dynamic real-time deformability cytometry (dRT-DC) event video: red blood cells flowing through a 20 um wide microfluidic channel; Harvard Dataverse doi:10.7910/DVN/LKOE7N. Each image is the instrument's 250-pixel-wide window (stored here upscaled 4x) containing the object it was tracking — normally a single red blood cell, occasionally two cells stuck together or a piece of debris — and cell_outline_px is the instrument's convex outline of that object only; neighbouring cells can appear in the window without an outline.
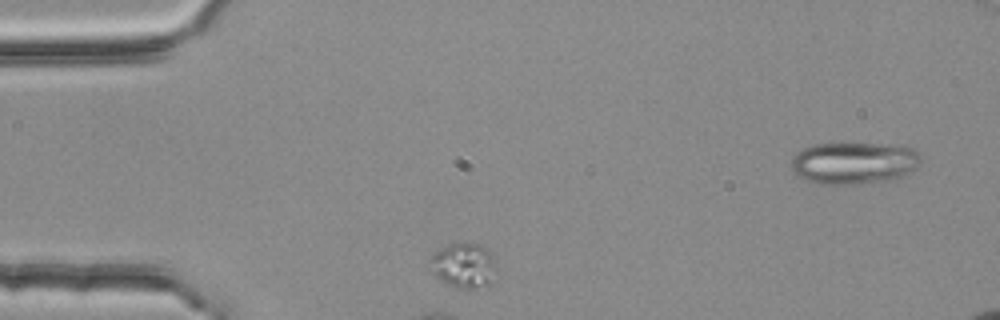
{"species": "common noctule bat (a hibernating species)", "species_latin": "Nyctalus noctula", "temperature_condition": "room temperature", "stored_images_in_passage": 5, "camera_frame_rate_fps": 3000, "um_per_image_px": 0.085, "animal": {"sex": "female", "body_mass_g": 25.1}, "frame": {"image": 1, "passage_image": 1, "time_ms": 0.0, "image_size_px": [1000, 320], "cell_outline_px": [[500, 268], [492, 284], [472, 288], [456, 288], [440, 280], [432, 272], [428, 260], [436, 252], [448, 244], [456, 240], [480, 244], [492, 256]], "centroid_in_image_um": [39.46, 22.54], "position_along_channel_um": 45.5, "area_um2": 17.98}}
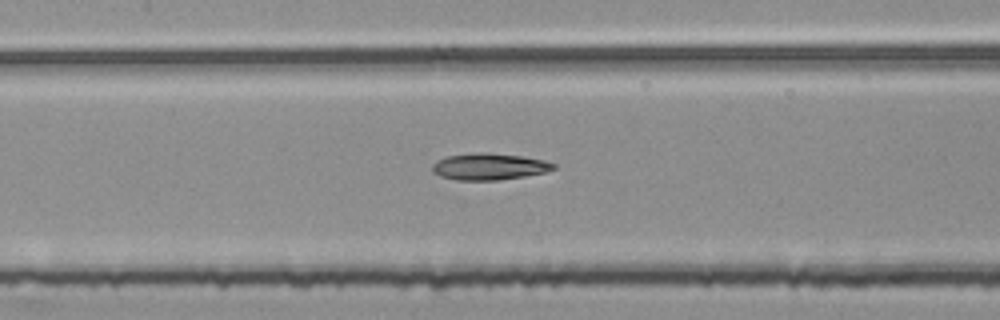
{"frame": {"image": 2, "passage_image": 5, "time_ms": 1.333, "image_size_px": [1000, 320], "cell_outline_px": [[556, 168], [548, 172], [524, 176], [496, 180], [456, 180], [440, 176], [432, 172], [432, 164], [436, 160], [448, 156], [480, 152], [488, 152], [524, 156], [544, 160], [556, 164]], "centroid_in_image_um": [41.59, 14.15], "position_along_channel_um": 165.8, "area_um2": 18.96}}